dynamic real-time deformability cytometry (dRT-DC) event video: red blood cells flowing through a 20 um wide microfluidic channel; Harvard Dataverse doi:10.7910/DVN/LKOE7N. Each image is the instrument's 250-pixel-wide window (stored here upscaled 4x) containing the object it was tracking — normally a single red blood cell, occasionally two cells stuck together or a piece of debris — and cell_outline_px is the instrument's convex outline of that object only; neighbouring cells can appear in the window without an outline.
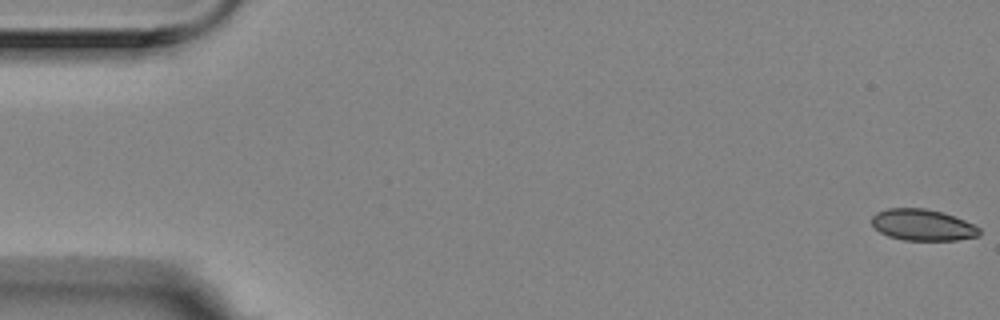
{"species": "Egyptian fruit bat (a non-hibernating species)", "species_latin": "Rousettus aegyptiacus", "temperature_condition": "room temperature", "stored_images_in_passage": 58, "camera_frame_rate_fps": 3000, "um_per_image_px": 0.085, "animal": {"sex": "female"}, "frame": {"image": 1, "passage_image": 1, "time_ms": 0.0, "image_size_px": [1000, 320], "cell_outline_px": [[980, 236], [956, 240], [904, 240], [888, 236], [880, 232], [872, 224], [872, 216], [876, 212], [888, 208], [924, 208], [940, 212], [964, 220], [980, 228]], "centroid_in_image_um": [78.41, 19.12], "position_along_channel_um": 6.6, "area_um2": 19.54}}
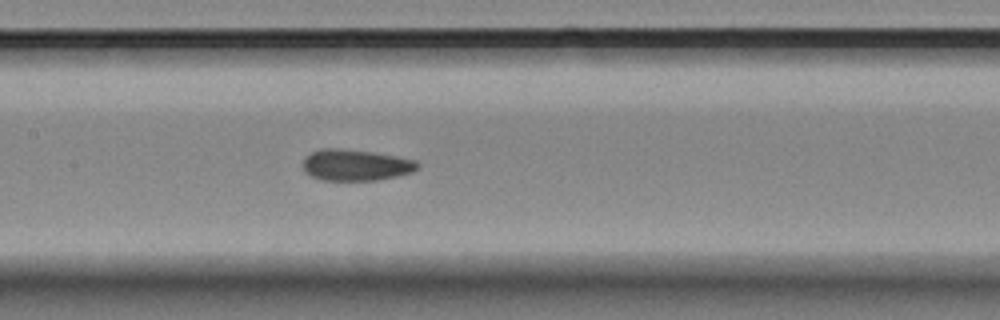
{"frame": {"image": 2, "passage_image": 27, "time_ms": 8.667, "image_size_px": [1000, 320], "cell_outline_px": [[420, 164], [412, 172], [396, 176], [376, 180], [320, 180], [304, 172], [304, 160], [312, 152], [324, 148], [336, 148], [372, 152], [416, 160]], "centroid_in_image_um": [30.23, 14.03], "position_along_channel_um": 177.2, "area_um2": 20.58}}
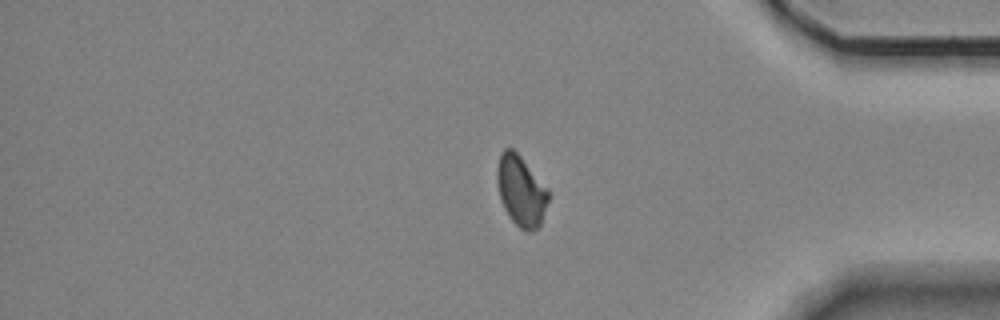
{"frame": {"image": 3, "passage_image": 47, "time_ms": 15.333, "image_size_px": [1000, 320], "cell_outline_px": [[548, 200], [540, 224], [532, 232], [524, 232], [508, 216], [500, 200], [496, 180], [496, 172], [500, 156], [504, 148], [512, 148], [520, 156], [548, 188]], "centroid_in_image_um": [44.27, 16.24], "position_along_channel_um": 390.9, "area_um2": 20.98}, "authors_computed_cell_mechanics": {"area_um2": 20.7791, "velocity_mm_per_s": 3.5399, "shape_relaxation_time_tau1_ms": 7.6063, "shape_relaxation_time_tau2_ms": 2.3268, "deformation_change_tau1": 0.1192, "deformation_change_tau2": 0.0682}}